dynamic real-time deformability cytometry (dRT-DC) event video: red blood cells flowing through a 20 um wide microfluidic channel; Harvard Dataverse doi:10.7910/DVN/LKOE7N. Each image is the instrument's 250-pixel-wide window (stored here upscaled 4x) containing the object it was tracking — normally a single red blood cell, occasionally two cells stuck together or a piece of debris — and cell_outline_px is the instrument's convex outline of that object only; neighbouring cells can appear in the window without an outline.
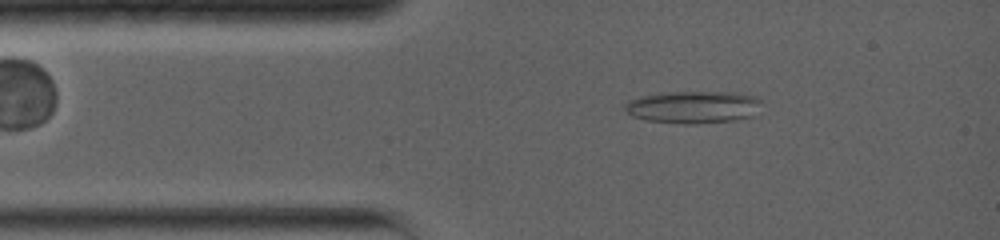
{"species": "common noctule bat (a hibernating species)", "species_latin": "Nyctalus noctula", "temperature_condition": "warm", "stored_images_in_passage": 37, "camera_frame_rate_fps": 5000, "um_per_image_px": 0.085, "animal": {"sex": "female", "body_mass_g": 19.0, "forearm_length_mm": 56.7}, "frame": {"image": 1, "passage_image": 2, "time_ms": 0.4, "image_size_px": [1000, 240], "cell_outline_px": [[760, 100], [752, 116], [736, 120], [696, 124], [680, 124], [644, 120], [632, 116], [624, 108], [624, 104], [628, 100], [640, 96], [668, 92], [736, 92], [756, 96]], "centroid_in_image_um": [58.87, 9.1], "position_along_channel_um": 26.1, "area_um2": 25.84}}
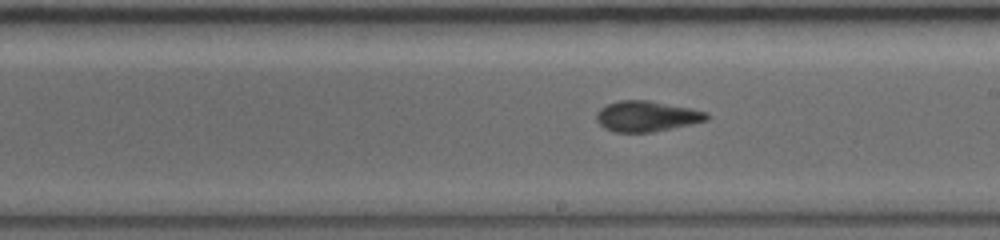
{"frame": {"image": 2, "passage_image": 18, "time_ms": 6.2, "image_size_px": [1000, 240], "cell_outline_px": [[708, 120], [692, 124], [652, 132], [612, 132], [604, 128], [596, 120], [596, 112], [600, 108], [608, 104], [620, 100], [648, 100], [708, 112]], "centroid_in_image_um": [54.94, 9.89], "position_along_channel_um": 234.1, "area_um2": 19.59}}
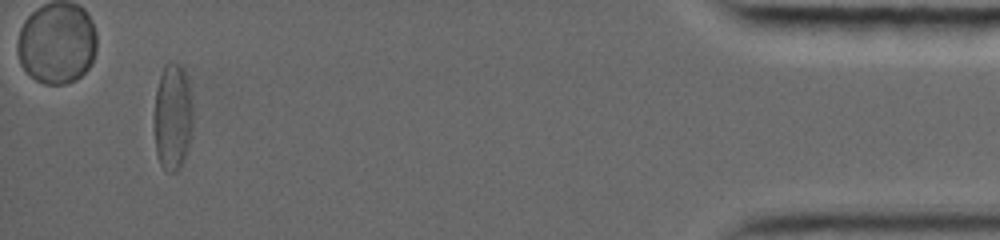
{"frame": {"image": 3, "passage_image": 37, "time_ms": 13.2, "image_size_px": [1000, 240], "cell_outline_px": [[192, 124], [188, 148], [180, 168], [176, 172], [168, 172], [160, 164], [156, 152], [156, 88], [164, 64], [168, 60], [180, 64], [184, 68], [188, 84], [192, 104]], "centroid_in_image_um": [14.7, 9.9], "position_along_channel_um": 420.5, "area_um2": 23.81}, "authors_computed_cell_mechanics": {"area_um2": 20.2878, "velocity_mm_per_s": 3.9553, "shape_relaxation_time_tau1_ms": null, "shape_relaxation_time_tau2_ms": 4.016, "deformation_change_tau1": null, "deformation_change_tau2": 0.1197}}